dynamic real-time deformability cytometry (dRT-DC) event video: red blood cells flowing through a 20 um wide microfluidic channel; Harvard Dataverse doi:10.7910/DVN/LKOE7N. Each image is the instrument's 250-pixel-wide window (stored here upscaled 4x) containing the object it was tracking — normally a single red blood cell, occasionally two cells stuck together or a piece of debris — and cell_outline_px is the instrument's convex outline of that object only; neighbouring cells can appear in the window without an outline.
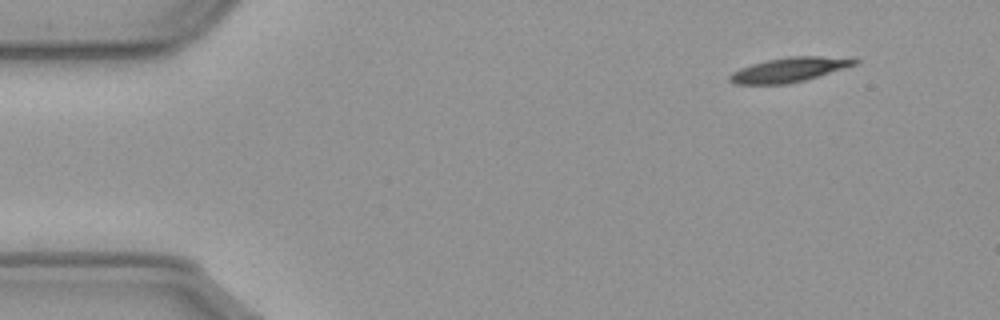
{"species": "common noctule bat (a hibernating species)", "species_latin": "Nyctalus noctula", "temperature_condition": "cold", "stored_images_in_passage": 52, "camera_frame_rate_fps": 3000, "um_per_image_px": 0.085, "animal": {"sex": "male", "body_mass_g": 23.1, "forearm_length_mm": 52.7}, "frame": {"image": 1, "passage_image": 1, "time_ms": 0.0, "image_size_px": [1000, 320], "cell_outline_px": [[860, 60], [856, 64], [804, 80], [784, 84], [732, 84], [728, 80], [728, 76], [732, 72], [740, 68], [752, 64], [768, 60], [788, 56], [856, 56]], "centroid_in_image_um": [67.12, 5.9], "position_along_channel_um": 17.9, "area_um2": 17.98}}
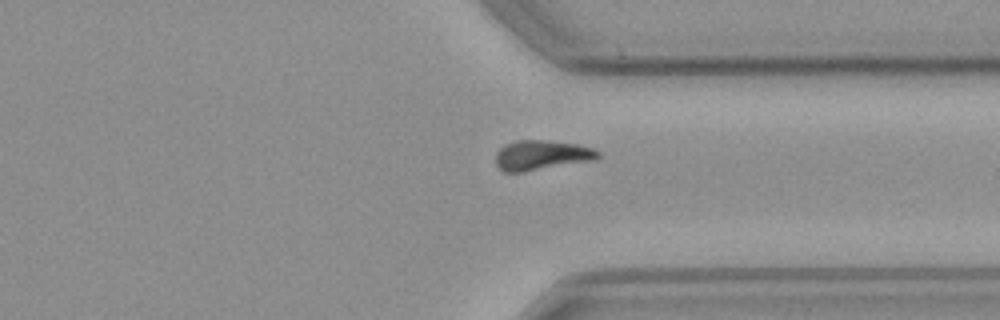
{"frame": {"image": 2, "passage_image": 38, "time_ms": 12.333, "image_size_px": [1000, 320], "cell_outline_px": [[600, 156], [596, 160], [520, 172], [504, 172], [496, 164], [496, 152], [504, 144], [516, 140], [544, 140], [580, 144], [592, 148], [600, 152]], "centroid_in_image_um": [46.04, 13.18], "position_along_channel_um": 365.4, "area_um2": 17.86}}
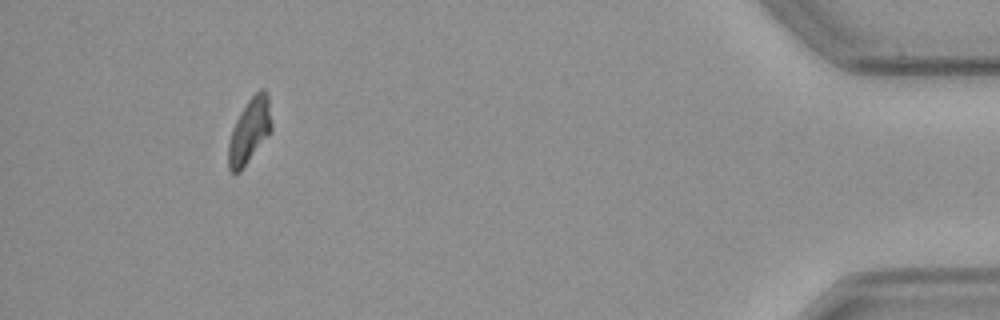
{"frame": {"image": 3, "passage_image": 48, "time_ms": 15.667, "image_size_px": [1000, 320], "cell_outline_px": [[272, 132], [240, 172], [232, 172], [228, 168], [228, 144], [232, 128], [240, 112], [248, 100], [260, 88], [264, 88], [268, 92], [272, 124]], "centroid_in_image_um": [21.23, 11.1], "position_along_channel_um": 414.0, "area_um2": 16.59}, "authors_computed_cell_mechanics": {"area_um2": 18.0336, "velocity_mm_per_s": 3.5797, "shape_relaxation_time_tau1_ms": 5.0491, "shape_relaxation_time_tau2_ms": null, "deformation_change_tau1": 0.1412, "deformation_change_tau2": null}}